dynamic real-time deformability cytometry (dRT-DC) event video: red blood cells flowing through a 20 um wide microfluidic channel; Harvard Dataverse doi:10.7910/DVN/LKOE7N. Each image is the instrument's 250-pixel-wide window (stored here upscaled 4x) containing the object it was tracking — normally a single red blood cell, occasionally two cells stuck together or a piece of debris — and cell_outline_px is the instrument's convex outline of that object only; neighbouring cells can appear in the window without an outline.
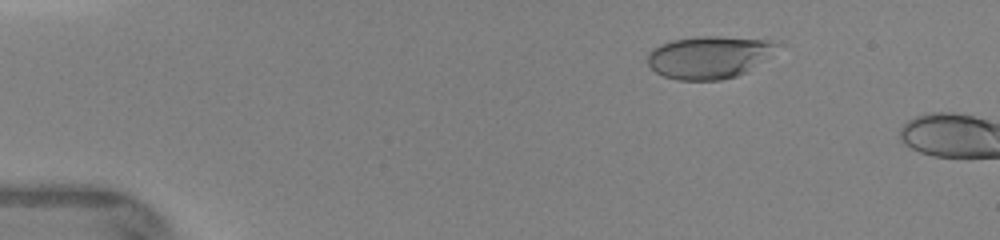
{"species": "human", "species_latin": "Homo sapiens", "temperature_condition": "warm", "stored_images_in_passage": 9, "camera_frame_rate_fps": 3000, "um_per_image_px": 0.085, "donor": {"sex": "female"}, "frame": {"image": 1, "passage_image": 6, "time_ms": 2.0, "image_size_px": [1000, 240], "cell_outline_px": [[780, 44], [748, 72], [736, 76], [720, 80], [676, 80], [664, 76], [656, 72], [644, 60], [648, 52], [652, 48], [660, 44], [672, 40], [700, 36], [720, 36], [768, 40]], "centroid_in_image_um": [60.18, 4.86], "position_along_channel_um": 24.8, "area_um2": 31.96}}